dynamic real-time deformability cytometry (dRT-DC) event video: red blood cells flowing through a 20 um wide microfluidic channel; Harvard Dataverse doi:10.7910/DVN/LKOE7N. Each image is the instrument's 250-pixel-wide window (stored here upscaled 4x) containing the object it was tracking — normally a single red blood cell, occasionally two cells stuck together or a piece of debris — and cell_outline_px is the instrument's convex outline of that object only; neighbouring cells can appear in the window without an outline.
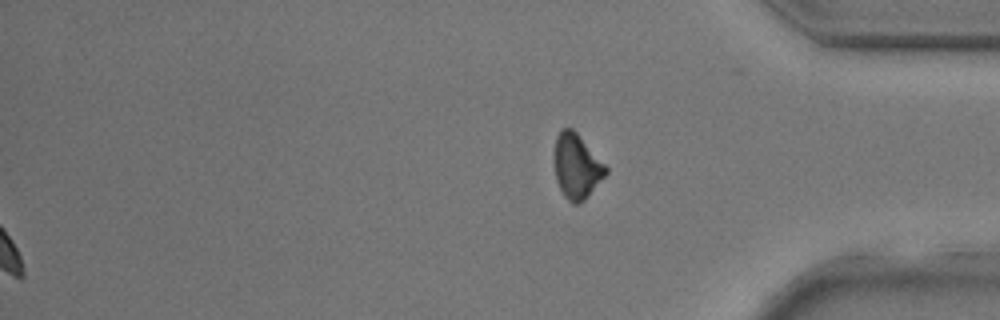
{"species": "common noctule bat (a hibernating species)", "species_latin": "Nyctalus noctula", "temperature_condition": "room temperature", "stored_images_in_passage": 30, "segment_of_instrument_passage": [2, 2], "camera_frame_rate_fps": 3000, "um_per_image_px": 0.085, "animal": {"sex": "male", "body_mass_g": 17.9, "forearm_length_mm": 54.2}, "frame": {"image": 1, "passage_image": 30, "time_ms": 9.667, "image_size_px": [1000, 320], "cell_outline_px": [[608, 172], [588, 196], [580, 204], [572, 204], [564, 196], [556, 180], [552, 160], [556, 136], [560, 128], [572, 128], [576, 132], [608, 168]], "centroid_in_image_um": [48.97, 14.13], "position_along_channel_um": 386.2, "area_um2": 19.65}}